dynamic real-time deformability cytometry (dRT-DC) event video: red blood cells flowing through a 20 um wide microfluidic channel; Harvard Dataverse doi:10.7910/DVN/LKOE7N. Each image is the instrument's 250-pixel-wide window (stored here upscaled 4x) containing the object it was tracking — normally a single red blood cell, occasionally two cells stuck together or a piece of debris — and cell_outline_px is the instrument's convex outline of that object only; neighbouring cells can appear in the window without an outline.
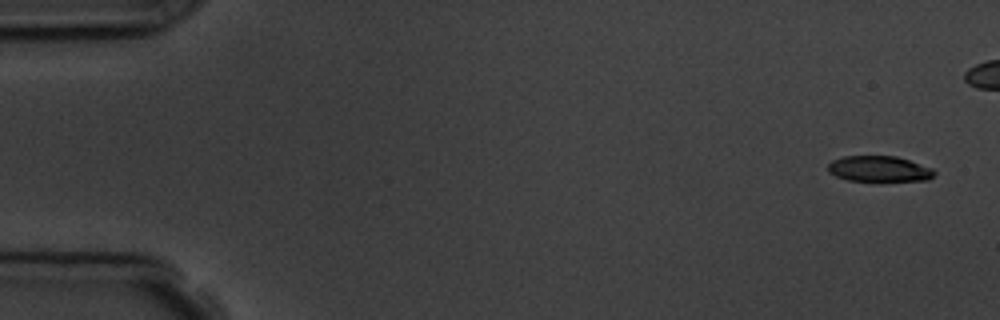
{"species": "common noctule bat (a hibernating species)", "species_latin": "Nyctalus noctula", "temperature_condition": "room temperature", "stored_images_in_passage": 6, "camera_frame_rate_fps": 3000, "um_per_image_px": 0.085, "animal": {"sex": "male", "body_mass_g": 19.5, "forearm_length_mm": 54.6}, "frame": {"image": 1, "passage_image": 1, "time_ms": 0.0, "image_size_px": [1000, 320], "cell_outline_px": [[936, 172], [928, 180], [880, 184], [848, 180], [836, 176], [828, 172], [828, 164], [832, 160], [844, 156], [896, 156], [932, 168]], "centroid_in_image_um": [74.73, 14.41], "position_along_channel_um": 10.3, "area_um2": 16.82}}
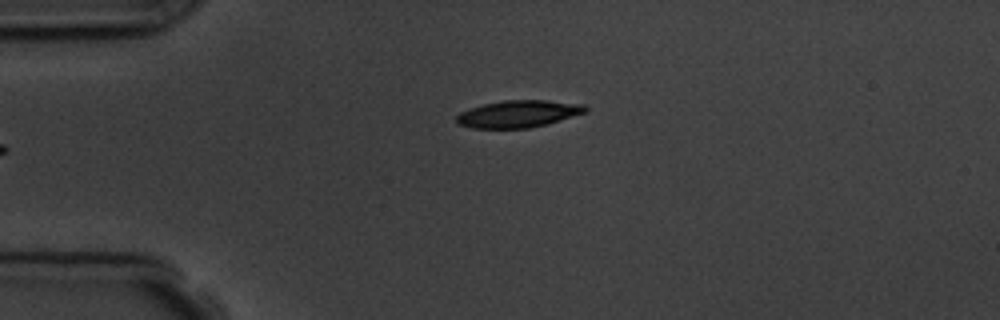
{"frame": {"image": 2, "passage_image": 6, "time_ms": 5.667, "image_size_px": [1000, 320], "cell_outline_px": [[588, 112], [548, 124], [528, 128], [472, 128], [456, 124], [456, 116], [460, 112], [468, 108], [484, 104], [504, 100], [544, 100], [584, 104], [588, 108]], "centroid_in_image_um": [44.06, 9.68], "position_along_channel_um": 40.9, "area_um2": 20.58}}